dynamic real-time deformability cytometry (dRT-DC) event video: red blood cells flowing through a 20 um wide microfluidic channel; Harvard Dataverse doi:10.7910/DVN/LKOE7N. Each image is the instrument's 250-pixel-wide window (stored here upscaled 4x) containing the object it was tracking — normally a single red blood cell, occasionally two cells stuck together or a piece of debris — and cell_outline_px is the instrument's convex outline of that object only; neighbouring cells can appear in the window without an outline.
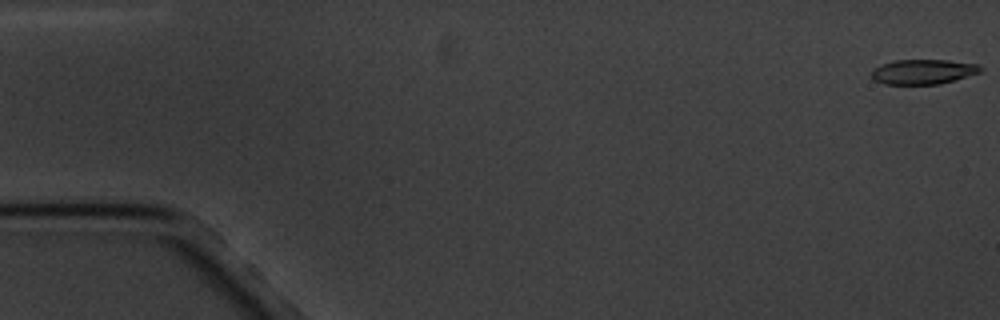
{"species": "common noctule bat (a hibernating species)", "species_latin": "Nyctalus noctula", "temperature_condition": "cold", "stored_images_in_passage": 7, "camera_frame_rate_fps": 3000, "um_per_image_px": 0.085, "animal": {"sex": "male", "body_mass_g": 20.1, "forearm_length_mm": 53.5}, "frame": {"image": 1, "passage_image": 1, "time_ms": 0.0, "image_size_px": [1000, 320], "cell_outline_px": [[984, 68], [980, 72], [940, 84], [884, 84], [876, 80], [872, 76], [872, 68], [880, 64], [896, 60], [948, 60], [980, 64]], "centroid_in_image_um": [78.48, 6.08], "position_along_channel_um": 6.5, "area_um2": 15.78}}
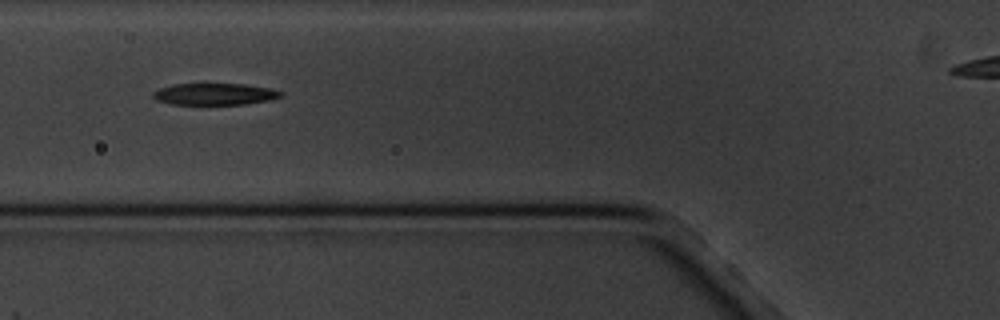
{"frame": {"image": 2, "passage_image": 7, "time_ms": 7.0, "image_size_px": [1000, 320], "cell_outline_px": [[284, 96], [268, 100], [244, 104], [168, 104], [156, 100], [152, 96], [152, 92], [160, 88], [172, 84], [244, 84], [272, 88], [284, 92]], "centroid_in_image_um": [18.25, 7.99], "position_along_channel_um": 107.5, "area_um2": 16.24}}